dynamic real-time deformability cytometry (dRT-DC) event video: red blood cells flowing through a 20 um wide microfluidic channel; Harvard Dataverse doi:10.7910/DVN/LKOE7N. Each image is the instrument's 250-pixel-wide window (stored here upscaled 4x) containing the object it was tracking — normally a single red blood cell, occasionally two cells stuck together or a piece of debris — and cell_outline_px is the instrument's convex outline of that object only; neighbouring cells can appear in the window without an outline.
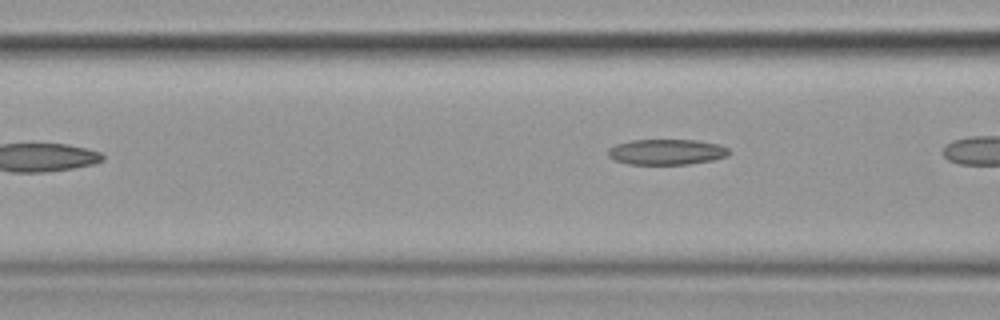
{"species": "common noctule bat (a hibernating species)", "species_latin": "Nyctalus noctula", "temperature_condition": "cold", "stored_images_in_passage": 5, "camera_frame_rate_fps": 3000, "um_per_image_px": 0.085, "animal": {"sex": "female", "body_mass_g": 19.9}, "frame": {"image": 1, "passage_image": 5, "time_ms": 4.667, "image_size_px": [1000, 320], "cell_outline_px": [[728, 156], [712, 160], [688, 164], [628, 164], [616, 160], [608, 156], [608, 148], [616, 144], [632, 140], [696, 140], [720, 144], [728, 148]], "centroid_in_image_um": [56.66, 12.91], "position_along_channel_um": 109.9, "area_um2": 17.98}}